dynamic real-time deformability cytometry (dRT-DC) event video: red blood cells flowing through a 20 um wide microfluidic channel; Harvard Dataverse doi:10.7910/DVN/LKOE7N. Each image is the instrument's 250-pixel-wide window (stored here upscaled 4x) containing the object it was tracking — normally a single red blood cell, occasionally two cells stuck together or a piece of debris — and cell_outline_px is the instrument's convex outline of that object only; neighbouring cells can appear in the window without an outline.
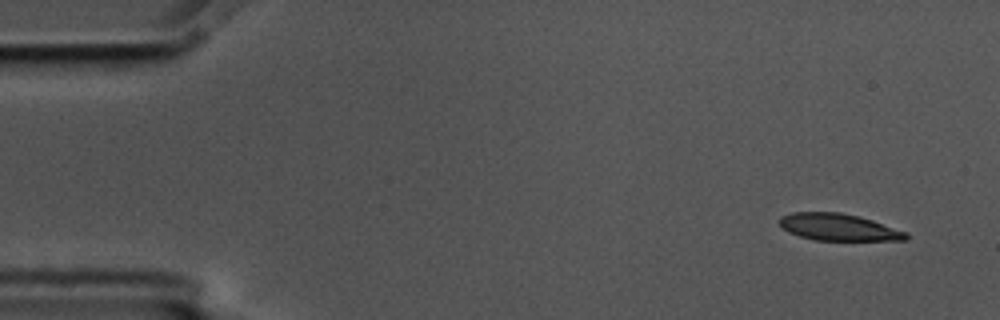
{"species": "common noctule bat (a hibernating species)", "species_latin": "Nyctalus noctula", "temperature_condition": "cold", "stored_images_in_passage": 54, "camera_frame_rate_fps": 3000, "um_per_image_px": 0.085, "animal": {"sex": "male", "body_mass_g": 17.5, "forearm_length_mm": 52.3}, "frame": {"image": 1, "passage_image": 1, "time_ms": 0.0, "image_size_px": [1000, 320], "cell_outline_px": [[908, 240], [816, 240], [800, 236], [788, 232], [780, 224], [780, 216], [792, 212], [840, 212], [860, 216], [908, 232]], "centroid_in_image_um": [71.3, 19.3], "position_along_channel_um": 13.7, "area_um2": 19.83}}
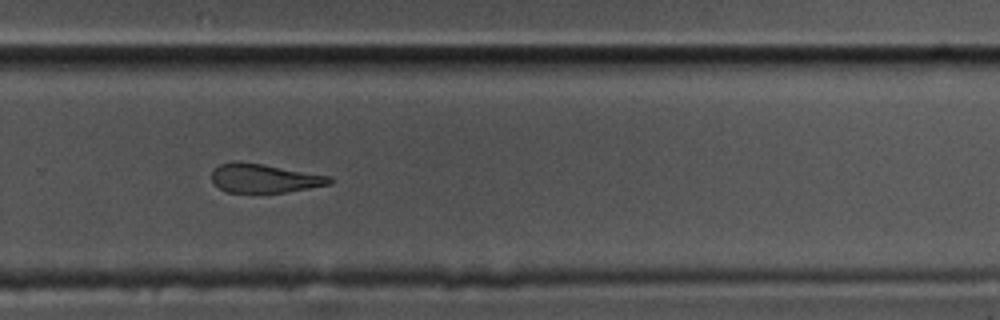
{"frame": {"image": 2, "passage_image": 35, "time_ms": 11.333, "image_size_px": [1000, 320], "cell_outline_px": [[332, 184], [284, 192], [228, 192], [220, 188], [212, 180], [212, 168], [220, 164], [236, 160], [264, 164], [332, 176]], "centroid_in_image_um": [22.47, 15.13], "position_along_channel_um": 307.3, "area_um2": 19.88}}
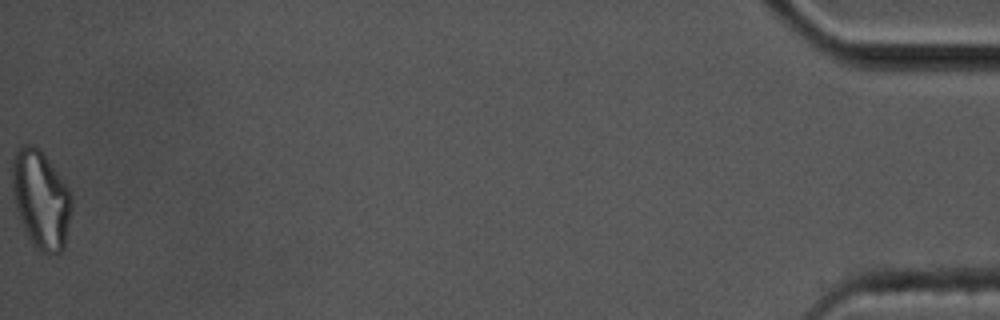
{"frame": {"image": 3, "passage_image": 54, "time_ms": 17.667, "image_size_px": [1000, 320], "cell_outline_px": [[72, 208], [64, 248], [60, 252], [44, 252], [36, 248], [28, 236], [24, 228], [16, 204], [12, 184], [12, 160], [16, 148], [24, 144], [32, 144], [52, 164], [72, 192]], "centroid_in_image_um": [3.5, 16.92], "position_along_channel_um": 431.7, "area_um2": 33.58}, "authors_computed_cell_mechanics": {"area_um2": 21.8484, "velocity_mm_per_s": 3.5581, "shape_relaxation_time_tau1_ms": null, "shape_relaxation_time_tau2_ms": 5.9018, "deformation_change_tau1": null, "deformation_change_tau2": 0.1687}}